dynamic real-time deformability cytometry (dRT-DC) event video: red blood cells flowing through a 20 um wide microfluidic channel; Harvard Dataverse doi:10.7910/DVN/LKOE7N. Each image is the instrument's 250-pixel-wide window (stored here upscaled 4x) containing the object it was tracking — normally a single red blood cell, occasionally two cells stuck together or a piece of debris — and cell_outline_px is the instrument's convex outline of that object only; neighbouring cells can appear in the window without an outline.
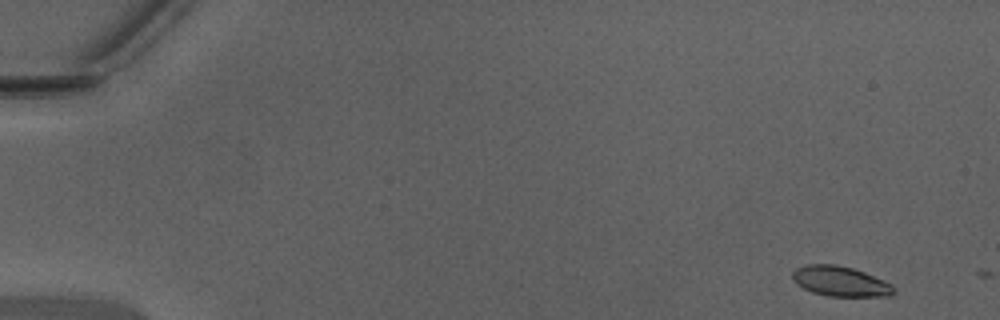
{"species": "Egyptian fruit bat (a non-hibernating species)", "species_latin": "Rousettus aegyptiacus", "temperature_condition": "warm", "stored_images_in_passage": 3, "camera_frame_rate_fps": 3000, "um_per_image_px": 0.085, "animal": {"sex": "male"}, "frame": {"image": 1, "passage_image": 1, "time_ms": 0.0, "image_size_px": [1000, 320], "cell_outline_px": [[896, 292], [888, 296], [828, 296], [812, 292], [796, 284], [792, 280], [792, 272], [796, 268], [804, 264], [836, 264], [852, 268], [864, 272], [884, 280], [892, 284], [896, 288]], "centroid_in_image_um": [71.42, 23.9], "position_along_channel_um": 13.6, "area_um2": 17.92}}